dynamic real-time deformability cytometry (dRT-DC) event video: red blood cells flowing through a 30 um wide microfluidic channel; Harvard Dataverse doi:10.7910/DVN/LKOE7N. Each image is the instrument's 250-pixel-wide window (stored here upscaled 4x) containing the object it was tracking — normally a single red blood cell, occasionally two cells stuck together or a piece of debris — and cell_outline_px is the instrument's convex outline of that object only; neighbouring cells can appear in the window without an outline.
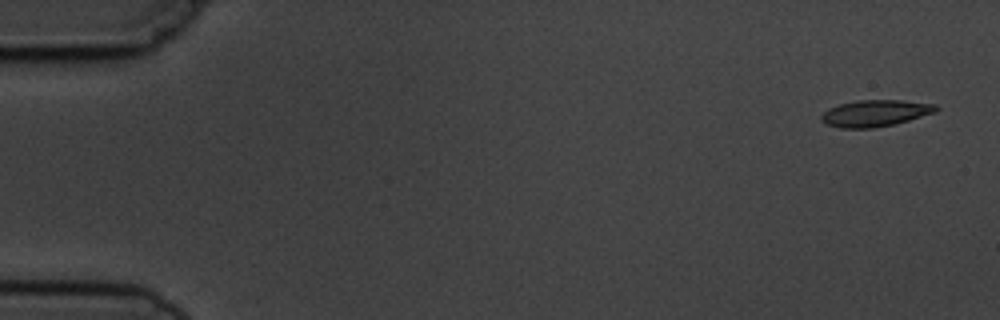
{"species": "common noctule bat (a hibernating species)", "species_latin": "Nyctalus noctula", "temperature_condition": "cold", "stored_images_in_passage": 5, "camera_frame_rate_fps": 3000, "um_per_image_px": 0.085, "animal": {"sex": "male", "body_mass_g": 19.5, "forearm_length_mm": 54.6}, "frame": {"image": 1, "passage_image": 1, "time_ms": 0.0, "image_size_px": [1000, 320], "cell_outline_px": [[940, 108], [936, 112], [908, 120], [892, 124], [872, 128], [840, 128], [828, 124], [820, 120], [820, 116], [828, 108], [840, 104], [856, 100], [904, 100], [936, 104]], "centroid_in_image_um": [74.4, 9.61], "position_along_channel_um": 10.6, "area_um2": 17.74}}
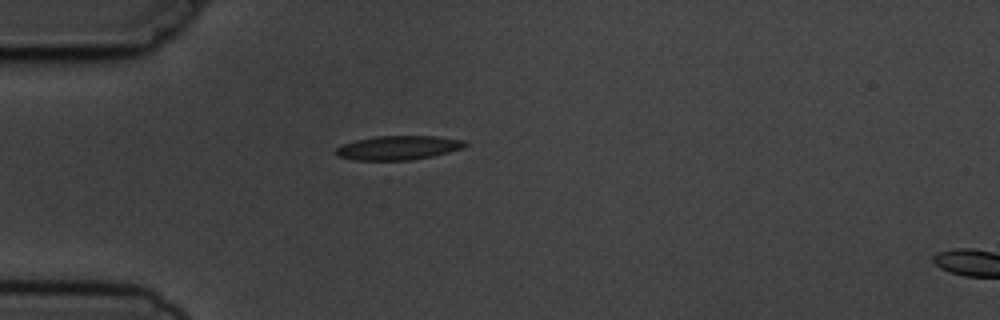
{"frame": {"image": 2, "passage_image": 4, "time_ms": 4.333, "image_size_px": [1000, 320], "cell_outline_px": [[468, 144], [464, 148], [432, 156], [408, 160], [356, 160], [336, 156], [336, 148], [344, 144], [356, 140], [376, 136], [436, 136], [464, 140]], "centroid_in_image_um": [33.87, 12.55], "position_along_channel_um": 51.1, "area_um2": 18.03}}